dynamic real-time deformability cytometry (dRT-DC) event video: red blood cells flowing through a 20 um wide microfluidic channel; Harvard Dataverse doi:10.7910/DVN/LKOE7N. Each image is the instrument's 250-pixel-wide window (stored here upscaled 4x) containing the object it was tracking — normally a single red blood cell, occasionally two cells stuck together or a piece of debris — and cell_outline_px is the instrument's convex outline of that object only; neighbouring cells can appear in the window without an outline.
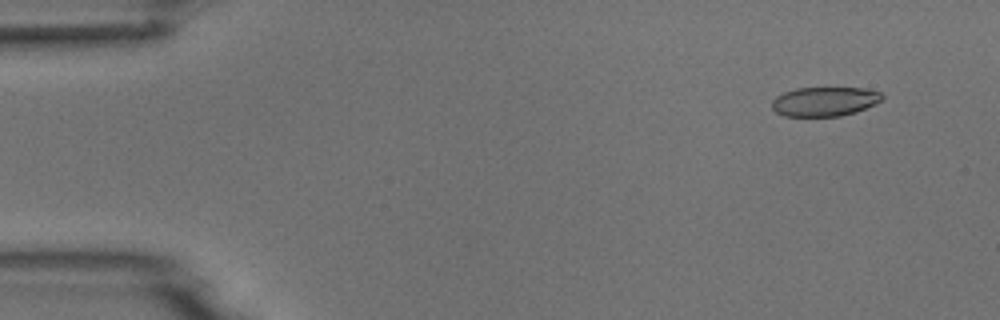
{"species": "common noctule bat (a hibernating species)", "species_latin": "Nyctalus noctula", "temperature_condition": "room temperature", "stored_images_in_passage": 5, "camera_frame_rate_fps": 3000, "um_per_image_px": 0.085, "animal": {"sex": "male", "body_mass_g": 18.8}, "frame": {"image": 1, "passage_image": 2, "time_ms": 1.0, "image_size_px": [1000, 320], "cell_outline_px": [[884, 96], [880, 100], [856, 112], [840, 116], [784, 116], [776, 112], [772, 108], [772, 100], [776, 96], [784, 92], [796, 88], [864, 88], [880, 92]], "centroid_in_image_um": [70.05, 8.62], "position_along_channel_um": 15.0, "area_um2": 18.67}}
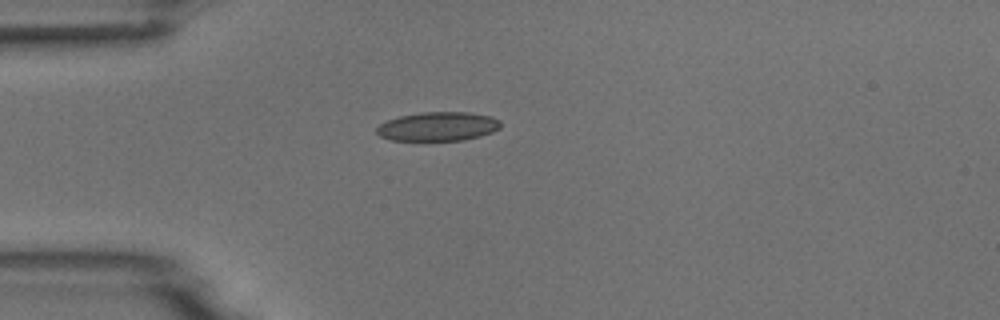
{"frame": {"image": 2, "passage_image": 5, "time_ms": 4.333, "image_size_px": [1000, 320], "cell_outline_px": [[500, 128], [492, 132], [480, 136], [464, 140], [392, 140], [380, 136], [376, 132], [376, 128], [380, 124], [388, 120], [400, 116], [420, 112], [468, 112], [492, 116], [500, 120]], "centroid_in_image_um": [37.25, 10.74], "position_along_channel_um": 47.8, "area_um2": 20.92}}